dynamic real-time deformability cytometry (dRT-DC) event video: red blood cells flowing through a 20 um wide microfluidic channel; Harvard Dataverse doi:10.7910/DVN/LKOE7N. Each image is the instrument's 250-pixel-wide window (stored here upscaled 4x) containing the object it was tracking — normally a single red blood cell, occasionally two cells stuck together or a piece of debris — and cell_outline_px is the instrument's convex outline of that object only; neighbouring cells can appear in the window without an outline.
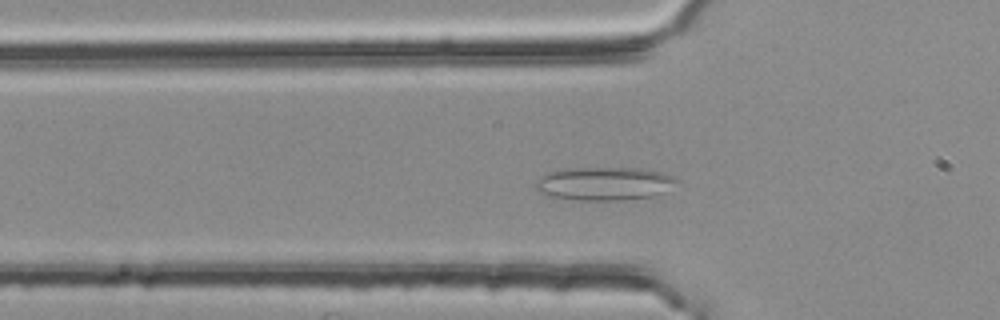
{"species": "common noctule bat (a hibernating species)", "species_latin": "Nyctalus noctula", "temperature_condition": "room temperature", "stored_images_in_passage": 44, "camera_frame_rate_fps": 3000, "um_per_image_px": 0.085, "animal": {"sex": "female", "body_mass_g": 25.1}, "frame": {"image": 1, "passage_image": 14, "time_ms": 4.333, "image_size_px": [1000, 320], "cell_outline_px": [[680, 180], [656, 196], [620, 200], [580, 200], [544, 196], [536, 192], [536, 180], [540, 176], [548, 172], [568, 168], [640, 168], [664, 172]], "centroid_in_image_um": [51.32, 15.61], "position_along_channel_um": 74.5, "area_um2": 27.63}}
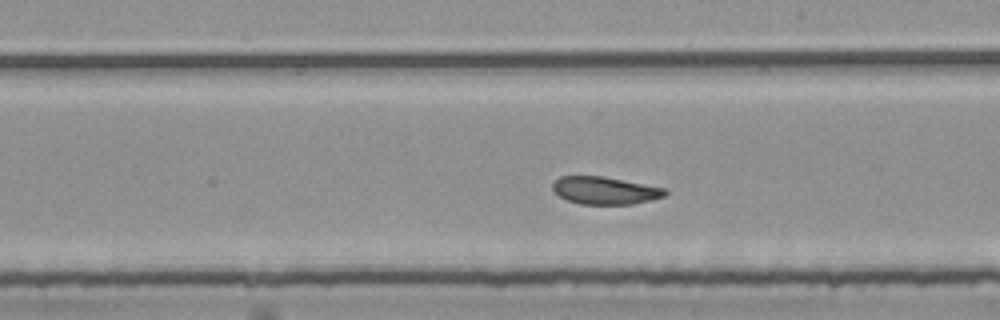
{"frame": {"image": 2, "passage_image": 27, "time_ms": 8.667, "image_size_px": [1000, 320], "cell_outline_px": [[668, 192], [664, 196], [652, 200], [632, 204], [580, 204], [568, 200], [560, 196], [552, 188], [552, 184], [560, 176], [604, 176], [668, 188]], "centroid_in_image_um": [51.47, 16.18], "position_along_channel_um": 237.5, "area_um2": 18.15}}
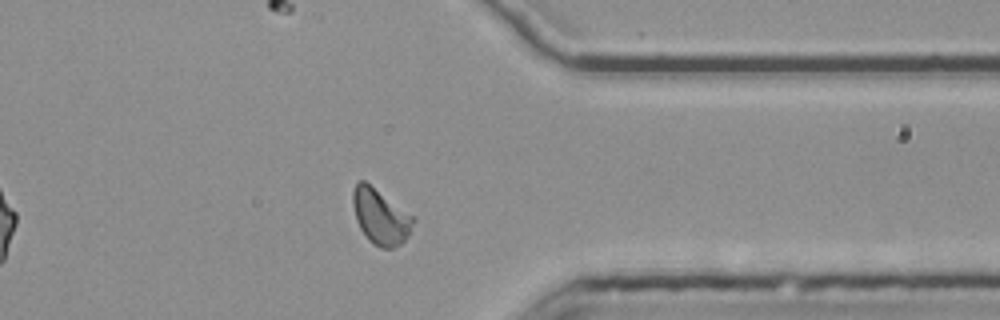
{"frame": {"image": 3, "passage_image": 39, "time_ms": 12.667, "image_size_px": [1000, 320], "cell_outline_px": [[416, 220], [412, 232], [400, 244], [392, 248], [380, 248], [372, 244], [368, 240], [360, 228], [356, 220], [352, 204], [352, 192], [356, 184], [360, 180], [364, 180], [416, 216]], "centroid_in_image_um": [32.38, 18.41], "position_along_channel_um": 379.0, "area_um2": 19.94}, "authors_computed_cell_mechanics": {"area_um2": 19.1029, "velocity_mm_per_s": 3.7584, "shape_relaxation_time_tau1_ms": null, "shape_relaxation_time_tau2_ms": 1.557, "deformation_change_tau1": null, "deformation_change_tau2": 0.0783}}